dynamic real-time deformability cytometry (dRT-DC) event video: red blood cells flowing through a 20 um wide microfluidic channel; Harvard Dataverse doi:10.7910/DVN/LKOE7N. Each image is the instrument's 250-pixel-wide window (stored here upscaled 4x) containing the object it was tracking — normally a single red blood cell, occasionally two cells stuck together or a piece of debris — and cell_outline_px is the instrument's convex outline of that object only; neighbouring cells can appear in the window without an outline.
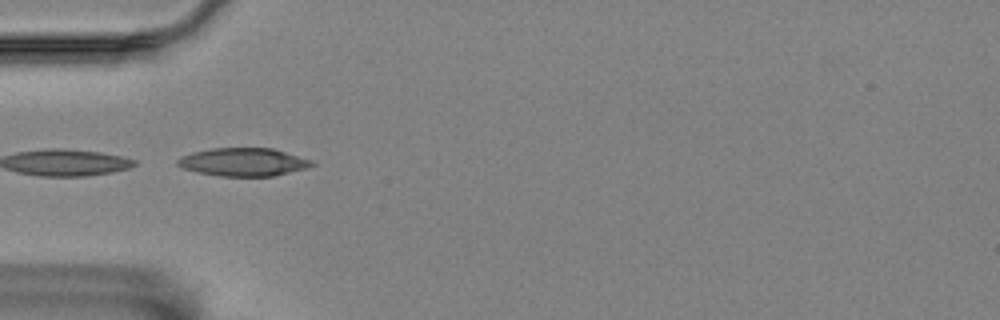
{"species": "Egyptian fruit bat (a non-hibernating species)", "species_latin": "Rousettus aegyptiacus", "temperature_condition": "room temperature", "stored_images_in_passage": 8, "camera_frame_rate_fps": 3000, "um_per_image_px": 0.085, "animal": {"sex": "female"}, "frame": {"image": 1, "passage_image": 5, "time_ms": 1.333, "image_size_px": [1000, 320], "cell_outline_px": [[316, 164], [308, 168], [272, 176], [220, 176], [200, 172], [184, 168], [176, 164], [176, 160], [180, 156], [192, 152], [212, 148], [272, 148], [312, 160]], "centroid_in_image_um": [20.69, 13.77], "position_along_channel_um": 64.3, "area_um2": 21.91}}
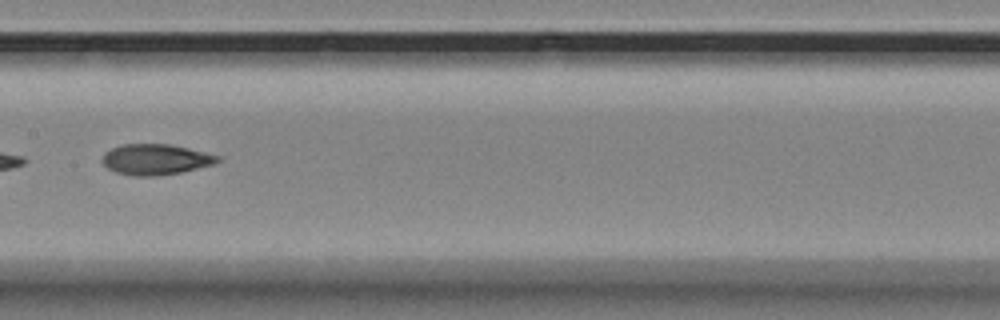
{"frame": {"image": 2, "passage_image": 8, "time_ms": 2.333, "image_size_px": [1000, 320], "cell_outline_px": [[224, 160], [216, 164], [180, 172], [156, 176], [132, 176], [116, 172], [108, 168], [100, 160], [104, 152], [120, 144], [168, 144], [188, 148], [220, 156]], "centroid_in_image_um": [13.23, 13.55], "position_along_channel_um": 194.2, "area_um2": 20.81}}